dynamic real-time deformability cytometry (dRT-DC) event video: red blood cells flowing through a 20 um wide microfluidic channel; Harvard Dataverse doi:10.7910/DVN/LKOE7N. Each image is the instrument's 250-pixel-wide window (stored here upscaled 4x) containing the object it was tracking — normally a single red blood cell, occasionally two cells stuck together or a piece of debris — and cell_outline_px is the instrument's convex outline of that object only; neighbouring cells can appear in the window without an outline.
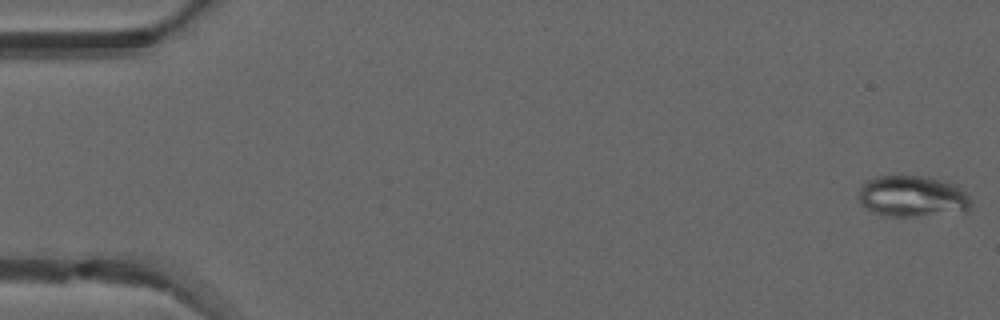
{"species": "common noctule bat (a hibernating species)", "species_latin": "Nyctalus noctula", "temperature_condition": "warm", "stored_images_in_passage": 50, "camera_frame_rate_fps": 3000, "um_per_image_px": 0.085, "animal": {"sex": "male", "forearm_length_mm": 52.5}, "frame": {"image": 1, "passage_image": 1, "time_ms": 0.0, "image_size_px": [1000, 320], "cell_outline_px": [[972, 204], [964, 212], [916, 216], [888, 216], [872, 212], [860, 200], [860, 188], [868, 180], [876, 176], [928, 176], [952, 184], [964, 192], [972, 200]], "centroid_in_image_um": [77.58, 16.69], "position_along_channel_um": 7.4, "area_um2": 26.65}}
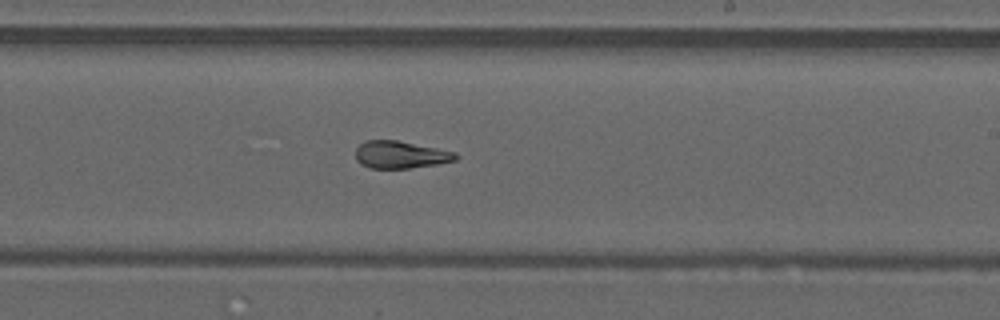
{"frame": {"image": 2, "passage_image": 30, "time_ms": 9.667, "image_size_px": [1000, 320], "cell_outline_px": [[460, 156], [456, 160], [436, 164], [408, 168], [372, 168], [360, 164], [356, 160], [356, 148], [364, 140], [396, 140], [456, 152]], "centroid_in_image_um": [34.03, 13.14], "position_along_channel_um": 255.0, "area_um2": 15.9}}
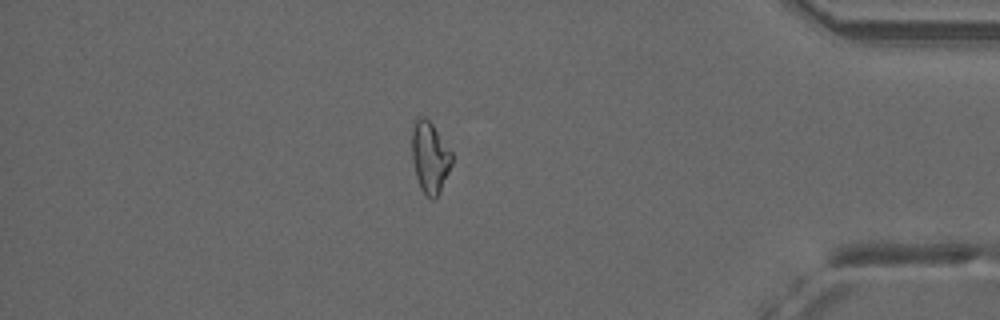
{"frame": {"image": 3, "passage_image": 43, "time_ms": 14.0, "image_size_px": [1000, 320], "cell_outline_px": [[452, 164], [440, 192], [432, 200], [420, 188], [416, 176], [412, 160], [412, 128], [416, 116], [424, 116], [432, 124], [452, 152]], "centroid_in_image_um": [36.53, 13.35], "position_along_channel_um": 398.7, "area_um2": 16.59}, "authors_computed_cell_mechanics": {"area_um2": 17.6579, "velocity_mm_per_s": 4.1234, "shape_relaxation_time_tau1_ms": null, "shape_relaxation_time_tau2_ms": 2.628, "deformation_change_tau1": null, "deformation_change_tau2": 0.0722}}